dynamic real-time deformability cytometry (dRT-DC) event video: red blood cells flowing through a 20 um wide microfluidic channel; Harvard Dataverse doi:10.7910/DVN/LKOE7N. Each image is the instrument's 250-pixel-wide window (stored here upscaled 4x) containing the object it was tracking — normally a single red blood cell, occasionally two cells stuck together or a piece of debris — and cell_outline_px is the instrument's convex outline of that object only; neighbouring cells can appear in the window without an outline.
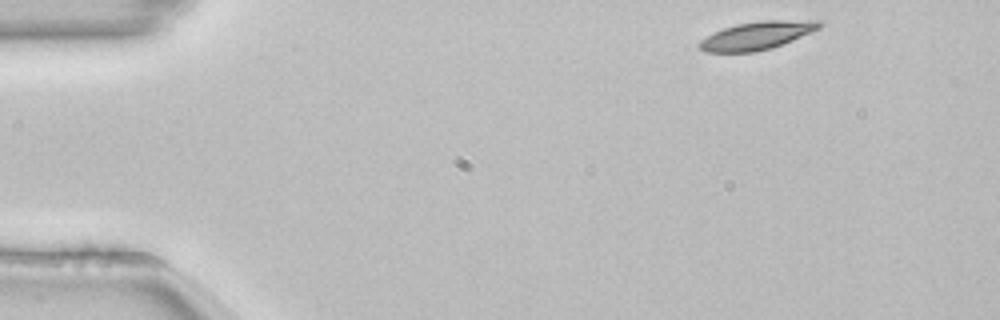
{"species": "common noctule bat (a hibernating species)", "species_latin": "Nyctalus noctula", "temperature_condition": "room temperature", "stored_images_in_passage": 48, "camera_frame_rate_fps": 3000, "um_per_image_px": 0.085, "animal": {"sex": "female", "body_mass_g": 22.7, "forearm_length_mm": 54.2}, "frame": {"image": 1, "passage_image": 1, "time_ms": 0.0, "image_size_px": [1000, 320], "cell_outline_px": [[824, 24], [820, 28], [792, 40], [772, 48], [752, 52], [704, 52], [696, 44], [700, 40], [724, 28], [736, 24], [760, 20], [824, 20]], "centroid_in_image_um": [64.37, 3.01], "position_along_channel_um": 20.6, "area_um2": 19.59}}
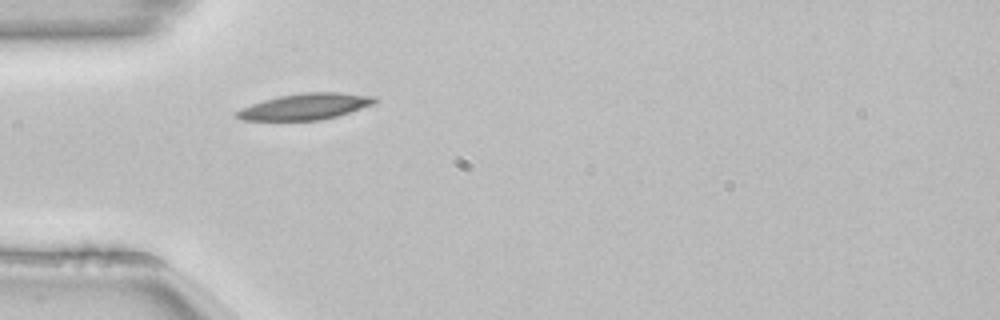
{"frame": {"image": 2, "passage_image": 11, "time_ms": 3.333, "image_size_px": [1000, 320], "cell_outline_px": [[380, 100], [376, 104], [336, 116], [320, 120], [244, 120], [236, 116], [236, 112], [240, 108], [264, 100], [280, 96], [300, 92], [340, 92], [376, 96]], "centroid_in_image_um": [26.03, 9.04], "position_along_channel_um": 59.0, "area_um2": 21.1}}
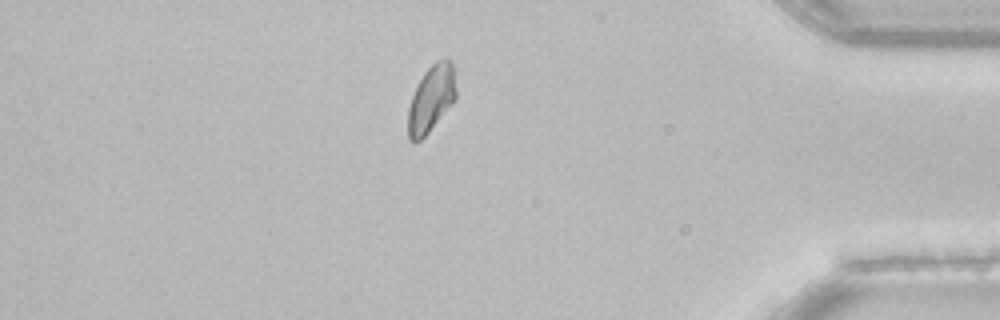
{"frame": {"image": 3, "passage_image": 41, "time_ms": 13.333, "image_size_px": [1000, 320], "cell_outline_px": [[456, 100], [428, 132], [420, 140], [408, 140], [408, 108], [412, 96], [424, 72], [436, 60], [444, 56], [456, 68]], "centroid_in_image_um": [36.7, 8.33], "position_along_channel_um": 398.5, "area_um2": 18.79}, "authors_computed_cell_mechanics": {"area_um2": 19.0451, "velocity_mm_per_s": 3.8065, "shape_relaxation_time_tau1_ms": 10.9324, "shape_relaxation_time_tau2_ms": null, "deformation_change_tau1": 0.2204, "deformation_change_tau2": null}}